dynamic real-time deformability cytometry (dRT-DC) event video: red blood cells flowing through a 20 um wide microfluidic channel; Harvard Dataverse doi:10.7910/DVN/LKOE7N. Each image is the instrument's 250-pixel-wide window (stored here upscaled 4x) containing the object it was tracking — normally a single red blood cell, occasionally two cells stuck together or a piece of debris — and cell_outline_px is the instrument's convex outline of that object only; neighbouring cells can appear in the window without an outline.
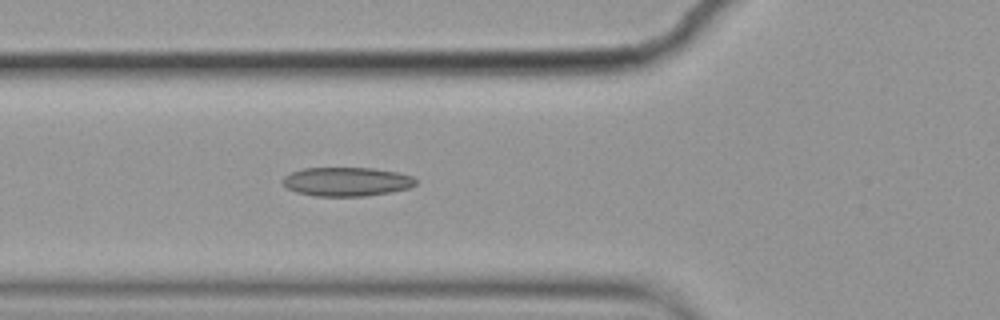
{"species": "common noctule bat (a hibernating species)", "species_latin": "Nyctalus noctula", "temperature_condition": "cold", "stored_images_in_passage": 6, "camera_frame_rate_fps": 3000, "um_per_image_px": 0.085, "animal": {"sex": "female", "body_mass_g": 19.9}, "frame": {"image": 1, "passage_image": 6, "time_ms": 1.667, "image_size_px": [1000, 320], "cell_outline_px": [[416, 184], [408, 188], [392, 192], [364, 196], [312, 196], [296, 192], [288, 188], [284, 184], [284, 176], [292, 172], [304, 168], [372, 168], [396, 172], [412, 176], [416, 180]], "centroid_in_image_um": [29.47, 15.44], "position_along_channel_um": 96.3, "area_um2": 22.31}}